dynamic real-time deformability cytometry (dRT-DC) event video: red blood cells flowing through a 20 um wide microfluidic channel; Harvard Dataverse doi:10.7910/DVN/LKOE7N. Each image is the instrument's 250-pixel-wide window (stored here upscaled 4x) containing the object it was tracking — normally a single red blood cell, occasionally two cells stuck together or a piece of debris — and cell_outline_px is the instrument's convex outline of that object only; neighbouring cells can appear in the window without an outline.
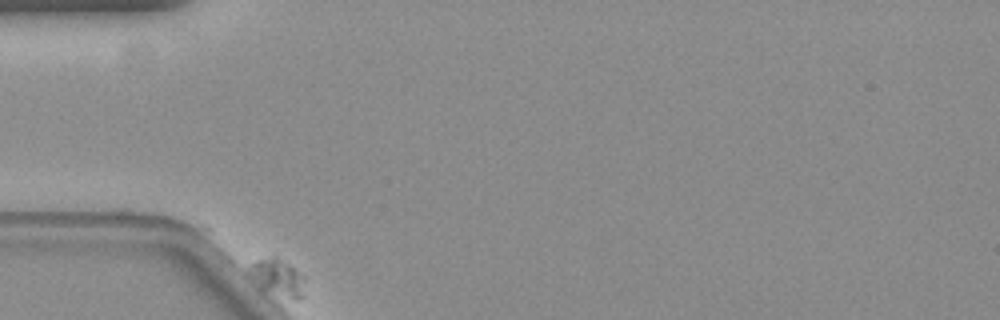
{"species": "common noctule bat (a hibernating species)", "species_latin": "Nyctalus noctula", "temperature_condition": "warm", "stored_images_in_passage": 32, "camera_frame_rate_fps": 3000, "um_per_image_px": 0.085, "animal": {"sex": "female", "body_mass_g": 19.3, "forearm_length_mm": 54.1}, "frame": {"image": 1, "passage_image": 1, "time_ms": 0.0, "image_size_px": [1000, 320], "cell_outline_px": [[304, 296], [296, 300], [260, 288], [244, 272], [244, 268], [248, 264], [256, 260], [272, 256], [276, 256], [288, 264], [304, 276]], "centroid_in_image_um": [23.51, 23.56], "position_along_channel_um": 61.5, "area_um2": 12.25}}
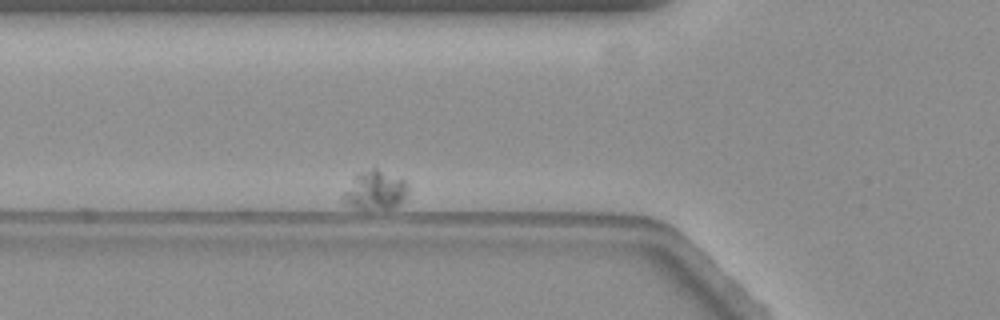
{"frame": {"image": 2, "passage_image": 10, "time_ms": 3.0, "image_size_px": [1000, 320], "cell_outline_px": [[408, 192], [400, 204], [392, 208], [356, 208], [340, 200], [344, 192], [356, 172], [372, 168], [376, 168], [404, 180]], "centroid_in_image_um": [31.85, 16.16], "position_along_channel_um": 93.9, "area_um2": 14.51}}